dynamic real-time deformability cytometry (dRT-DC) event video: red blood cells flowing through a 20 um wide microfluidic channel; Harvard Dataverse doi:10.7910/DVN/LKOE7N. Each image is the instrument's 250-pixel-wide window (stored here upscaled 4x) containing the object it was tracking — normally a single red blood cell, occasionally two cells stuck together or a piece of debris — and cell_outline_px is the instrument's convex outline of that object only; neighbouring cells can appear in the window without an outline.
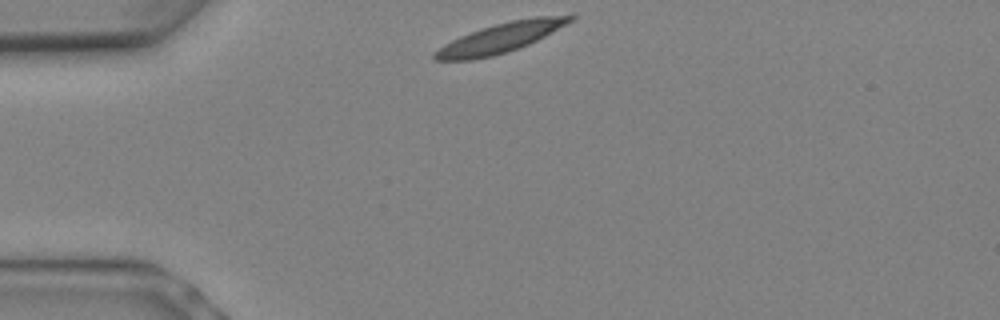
{"species": "Egyptian fruit bat (a non-hibernating species)", "species_latin": "Rousettus aegyptiacus", "temperature_condition": "warm", "stored_images_in_passage": 5, "camera_frame_rate_fps": 3000, "um_per_image_px": 0.085, "animal": {"sex": "female"}, "frame": {"image": 1, "passage_image": 1, "time_ms": 0.0, "image_size_px": [1000, 320], "cell_outline_px": [[576, 16], [572, 20], [544, 36], [528, 44], [492, 56], [472, 60], [432, 60], [432, 52], [444, 44], [460, 36], [496, 24], [512, 20], [536, 16]], "centroid_in_image_um": [42.43, 3.24], "position_along_channel_um": 42.6, "area_um2": 22.66}}
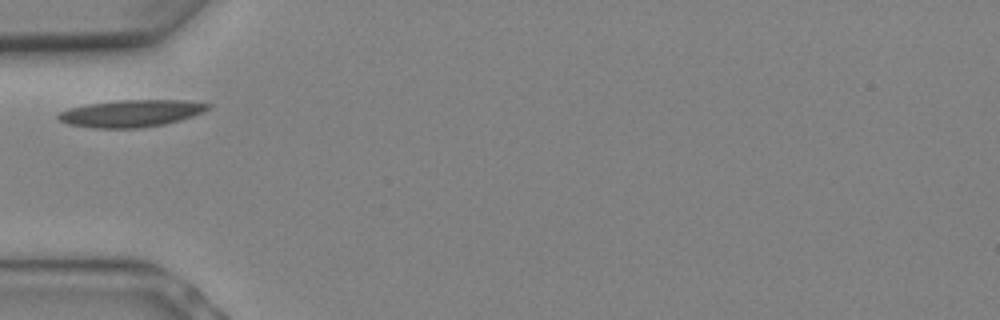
{"frame": {"image": 2, "passage_image": 3, "time_ms": 0.667, "image_size_px": [1000, 320], "cell_outline_px": [[212, 104], [204, 112], [180, 120], [164, 124], [140, 128], [92, 128], [68, 124], [60, 120], [56, 116], [60, 112], [68, 108], [84, 104], [116, 100], [184, 100]], "centroid_in_image_um": [11.12, 9.63], "position_along_channel_um": 73.9, "area_um2": 23.76}}